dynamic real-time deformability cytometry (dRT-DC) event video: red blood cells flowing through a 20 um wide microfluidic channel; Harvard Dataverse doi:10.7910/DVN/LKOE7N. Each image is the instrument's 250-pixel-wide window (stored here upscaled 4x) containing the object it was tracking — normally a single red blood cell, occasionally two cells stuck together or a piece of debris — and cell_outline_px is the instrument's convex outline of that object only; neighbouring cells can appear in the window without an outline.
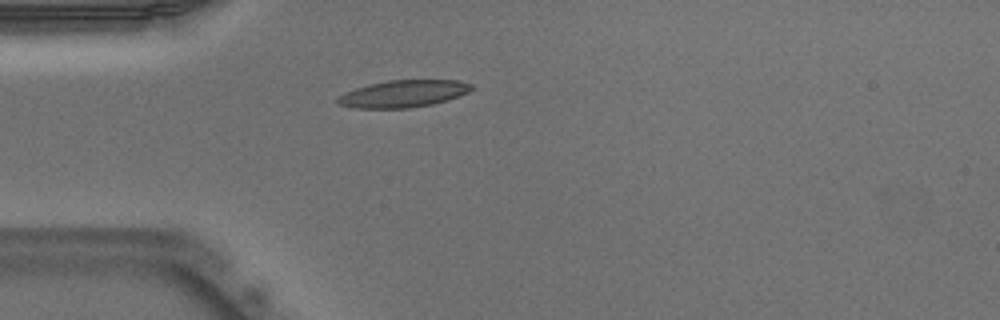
{"species": "Egyptian fruit bat (a non-hibernating species)", "species_latin": "Rousettus aegyptiacus", "temperature_condition": "warm", "stored_images_in_passage": 38, "camera_frame_rate_fps": 3000, "um_per_image_px": 0.085, "animal": {"sex": "male"}, "frame": {"image": 1, "passage_image": 1, "time_ms": 0.0, "image_size_px": [1000, 320], "cell_outline_px": [[472, 88], [468, 92], [448, 100], [432, 104], [408, 108], [356, 108], [336, 104], [336, 100], [344, 92], [368, 84], [388, 80], [460, 80], [472, 84]], "centroid_in_image_um": [34.27, 7.96], "position_along_channel_um": 50.7, "area_um2": 21.15}}
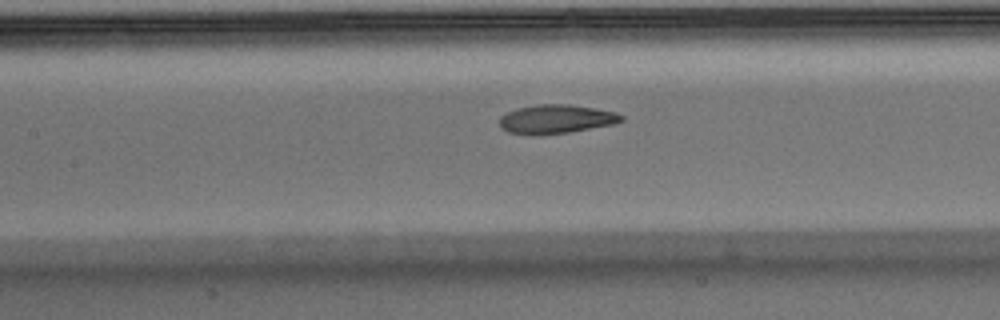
{"frame": {"image": 2, "passage_image": 10, "time_ms": 3.0, "image_size_px": [1000, 320], "cell_outline_px": [[624, 120], [612, 124], [568, 132], [508, 132], [500, 124], [500, 116], [516, 108], [540, 104], [568, 104], [616, 112], [624, 116]], "centroid_in_image_um": [47.32, 10.07], "position_along_channel_um": 160.1, "area_um2": 19.48}}
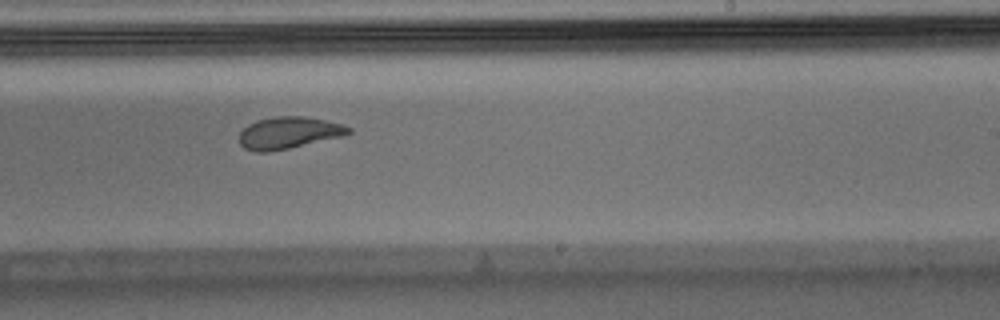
{"frame": {"image": 3, "passage_image": 18, "time_ms": 5.667, "image_size_px": [1000, 320], "cell_outline_px": [[352, 132], [340, 136], [288, 148], [268, 152], [256, 152], [244, 148], [240, 144], [240, 132], [248, 124], [256, 120], [276, 116], [304, 116], [344, 124], [352, 128]], "centroid_in_image_um": [24.52, 11.27], "position_along_channel_um": 264.5, "area_um2": 20.11}, "authors_computed_cell_mechanics": {"area_um2": 21.097, "velocity_mm_per_s": 3.9288, "shape_relaxation_time_tau1_ms": 5.647, "shape_relaxation_time_tau2_ms": 1.5865, "deformation_change_tau1": 0.2088, "deformation_change_tau2": 0.0806}}